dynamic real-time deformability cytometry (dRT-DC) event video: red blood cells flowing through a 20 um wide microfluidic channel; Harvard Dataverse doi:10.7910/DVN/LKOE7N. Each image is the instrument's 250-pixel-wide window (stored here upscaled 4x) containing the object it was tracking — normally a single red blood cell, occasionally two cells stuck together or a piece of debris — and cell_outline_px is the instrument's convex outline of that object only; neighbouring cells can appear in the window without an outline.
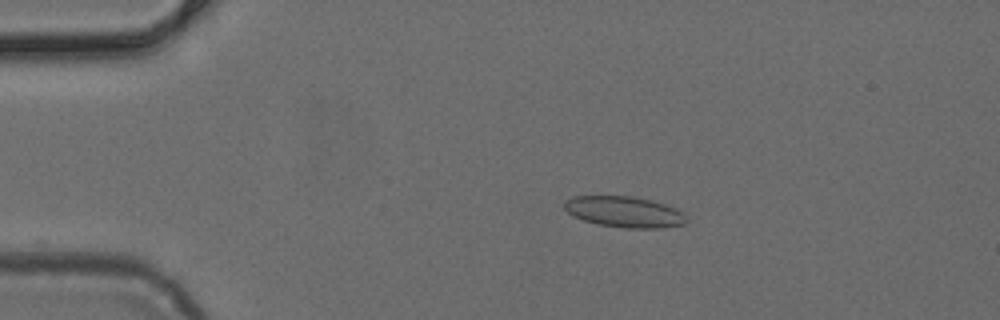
{"species": "common noctule bat (a hibernating species)", "species_latin": "Nyctalus noctula", "temperature_condition": "cold", "stored_images_in_passage": 50, "camera_frame_rate_fps": 3000, "um_per_image_px": 0.085, "animal": {"sex": "female", "body_mass_g": 24.6, "forearm_length_mm": 56.2}, "frame": {"image": 1, "passage_image": 10, "time_ms": 3.0, "image_size_px": [1000, 320], "cell_outline_px": [[688, 220], [684, 224], [664, 228], [624, 228], [596, 224], [572, 216], [564, 208], [564, 200], [572, 196], [632, 196], [652, 200], [676, 208], [684, 212]], "centroid_in_image_um": [53.08, 18.01], "position_along_channel_um": 31.9, "area_um2": 22.31}}
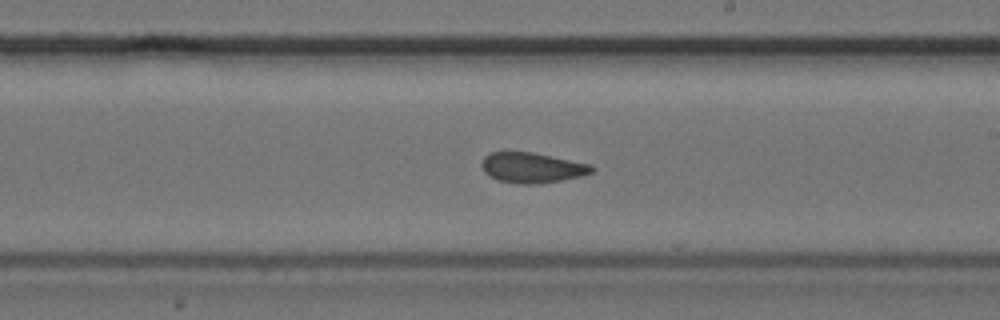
{"frame": {"image": 2, "passage_image": 29, "time_ms": 9.333, "image_size_px": [1000, 320], "cell_outline_px": [[596, 168], [592, 172], [584, 176], [564, 180], [532, 184], [516, 184], [500, 180], [488, 176], [484, 172], [480, 164], [484, 156], [488, 152], [532, 152], [592, 164]], "centroid_in_image_um": [45.24, 14.25], "position_along_channel_um": 243.8, "area_um2": 19.71}}
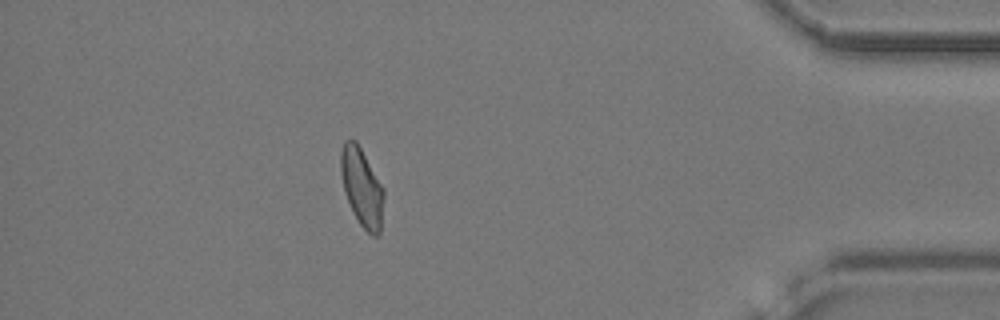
{"frame": {"image": 3, "passage_image": 44, "time_ms": 14.333, "image_size_px": [1000, 320], "cell_outline_px": [[384, 196], [380, 232], [376, 236], [372, 236], [360, 224], [344, 192], [340, 172], [340, 152], [344, 140], [356, 140], [384, 188]], "centroid_in_image_um": [30.75, 15.88], "position_along_channel_um": 404.4, "area_um2": 19.48}}